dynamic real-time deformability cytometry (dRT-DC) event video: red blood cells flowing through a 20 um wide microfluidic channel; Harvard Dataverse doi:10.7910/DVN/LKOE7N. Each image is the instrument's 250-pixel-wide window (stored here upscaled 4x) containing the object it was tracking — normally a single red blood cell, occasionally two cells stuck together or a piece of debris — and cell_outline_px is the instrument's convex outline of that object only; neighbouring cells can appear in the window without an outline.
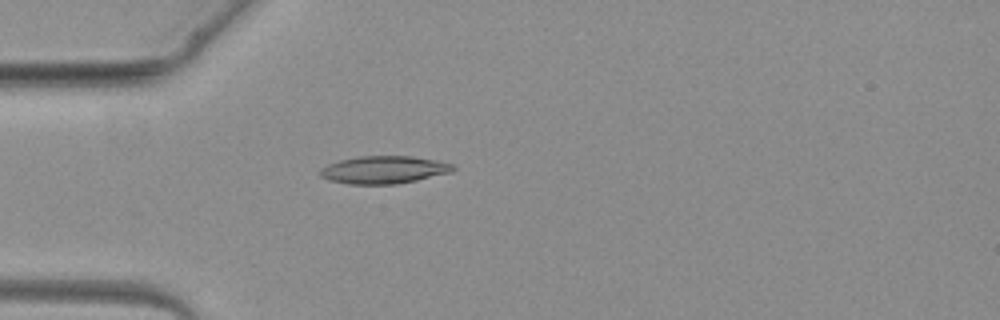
{"species": "common noctule bat (a hibernating species)", "species_latin": "Nyctalus noctula", "temperature_condition": "warm", "stored_images_in_passage": 3, "camera_frame_rate_fps": 3000, "um_per_image_px": 0.085, "animal": {"sex": "female", "body_mass_g": 19.3, "forearm_length_mm": 54.1}, "frame": {"image": 1, "passage_image": 3, "time_ms": 2.333, "image_size_px": [1000, 320], "cell_outline_px": [[456, 168], [452, 172], [416, 180], [396, 184], [348, 184], [328, 180], [320, 176], [320, 168], [328, 164], [340, 160], [360, 156], [412, 156], [436, 160], [456, 164]], "centroid_in_image_um": [32.65, 14.43], "position_along_channel_um": 52.4, "area_um2": 21.5}}